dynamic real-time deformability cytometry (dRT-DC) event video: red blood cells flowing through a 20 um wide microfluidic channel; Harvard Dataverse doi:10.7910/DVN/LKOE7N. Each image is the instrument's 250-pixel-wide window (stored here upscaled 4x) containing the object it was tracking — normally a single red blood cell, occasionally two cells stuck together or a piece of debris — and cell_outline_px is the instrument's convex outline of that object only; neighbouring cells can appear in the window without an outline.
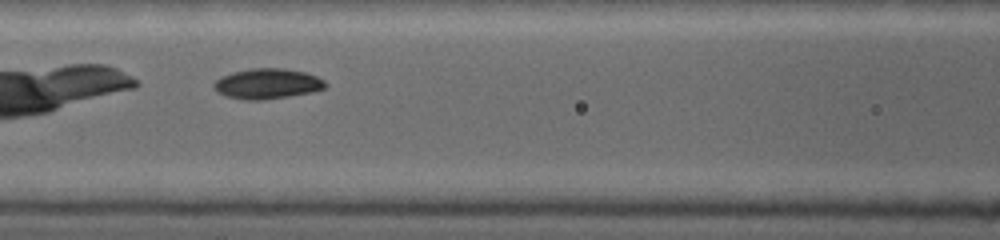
{"species": "common noctule bat (a hibernating species)", "species_latin": "Nyctalus noctula", "temperature_condition": "warm", "stored_images_in_passage": 30, "camera_frame_rate_fps": 5000, "um_per_image_px": 0.085, "animal": {"sex": "female", "body_mass_g": 19.0, "forearm_length_mm": 53.3}, "frame": {"image": 1, "passage_image": 9, "time_ms": 2.2, "image_size_px": [1000, 240], "cell_outline_px": [[328, 84], [324, 88], [312, 92], [288, 96], [260, 100], [228, 96], [220, 92], [216, 88], [216, 80], [224, 76], [236, 72], [256, 68], [284, 68], [304, 72], [316, 76], [324, 80]], "centroid_in_image_um": [22.83, 7.1], "position_along_channel_um": 143.8, "area_um2": 18.9}}